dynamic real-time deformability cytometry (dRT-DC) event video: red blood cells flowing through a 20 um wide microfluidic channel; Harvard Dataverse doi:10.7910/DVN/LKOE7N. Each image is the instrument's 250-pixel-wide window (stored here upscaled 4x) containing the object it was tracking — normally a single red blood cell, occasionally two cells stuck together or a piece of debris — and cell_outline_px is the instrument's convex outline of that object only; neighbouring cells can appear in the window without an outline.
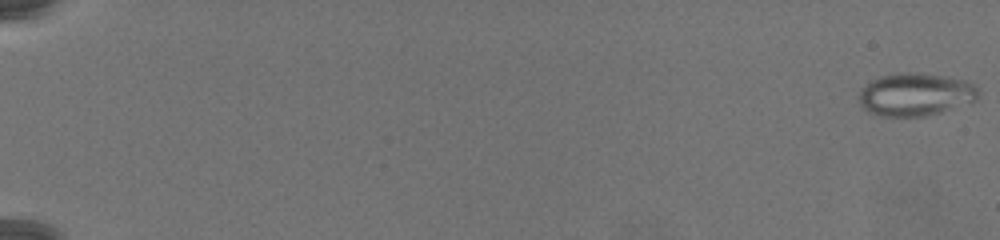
{"species": "common noctule bat (a hibernating species)", "species_latin": "Nyctalus noctula", "temperature_condition": "warm", "stored_images_in_passage": 80, "camera_frame_rate_fps": 3000, "um_per_image_px": 0.085, "animal": {"sex": "female", "body_mass_g": 19.5, "forearm_length_mm": 54.1}, "frame": {"image": 1, "passage_image": 1, "time_ms": 0.0, "image_size_px": [1000, 240], "cell_outline_px": [[980, 92], [976, 100], [972, 104], [924, 116], [872, 116], [860, 104], [860, 88], [872, 80], [880, 76], [904, 72], [912, 72], [948, 76], [968, 80], [976, 84]], "centroid_in_image_um": [77.87, 8.03], "position_along_channel_um": 7.1, "area_um2": 30.4}}
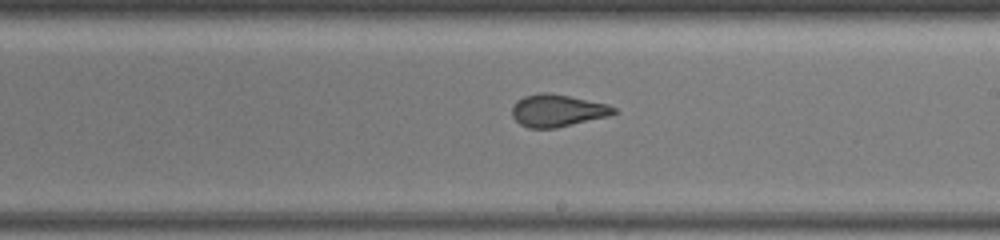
{"frame": {"image": 2, "passage_image": 51, "time_ms": 16.667, "image_size_px": [1000, 240], "cell_outline_px": [[616, 112], [608, 116], [556, 128], [528, 128], [520, 124], [512, 116], [512, 108], [516, 100], [524, 96], [540, 92], [548, 92], [608, 104], [616, 108]], "centroid_in_image_um": [47.35, 9.39], "position_along_channel_um": 241.7, "area_um2": 19.07}}
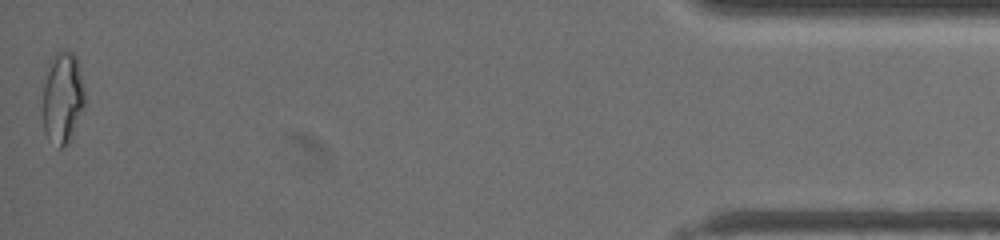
{"frame": {"image": 3, "passage_image": 80, "time_ms": 26.333, "image_size_px": [1000, 240], "cell_outline_px": [[88, 100], [68, 144], [60, 148], [44, 132], [44, 84], [52, 60], [56, 52], [72, 52], [76, 56], [84, 84]], "centroid_in_image_um": [5.39, 8.33], "position_along_channel_um": 429.8, "area_um2": 22.2}}